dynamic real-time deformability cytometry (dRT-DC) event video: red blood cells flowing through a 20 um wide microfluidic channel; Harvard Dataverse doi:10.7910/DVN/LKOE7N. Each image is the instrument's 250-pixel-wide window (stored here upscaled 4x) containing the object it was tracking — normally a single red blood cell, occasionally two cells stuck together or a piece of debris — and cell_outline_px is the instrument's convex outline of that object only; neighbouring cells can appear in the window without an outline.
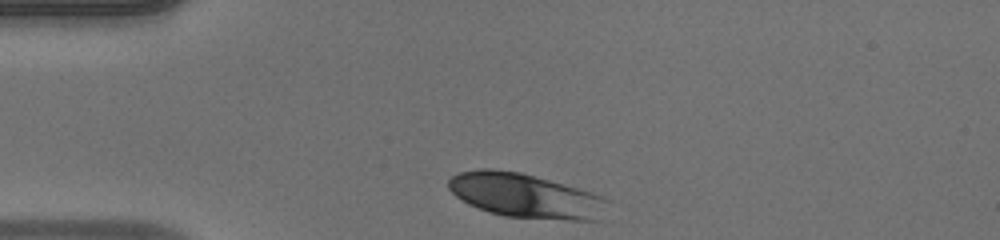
{"species": "human", "species_latin": "Homo sapiens", "temperature_condition": "warm", "stored_images_in_passage": 30, "camera_frame_rate_fps": 3000, "um_per_image_px": 0.085, "donor": {"sex": "male"}, "frame": {"image": 1, "passage_image": 1, "time_ms": 0.0, "image_size_px": [1000, 240], "cell_outline_px": [[612, 200], [600, 220], [572, 220], [504, 216], [488, 212], [468, 204], [456, 196], [448, 188], [448, 180], [452, 176], [460, 172], [480, 168], [492, 168], [520, 172], [592, 192], [604, 196]], "centroid_in_image_um": [44.7, 16.64], "position_along_channel_um": 40.3, "area_um2": 41.38}}
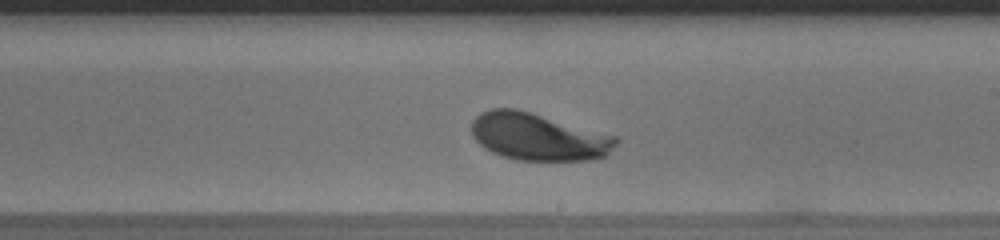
{"frame": {"image": 2, "passage_image": 18, "time_ms": 5.667, "image_size_px": [1000, 240], "cell_outline_px": [[620, 140], [608, 156], [588, 160], [516, 160], [492, 152], [484, 148], [472, 136], [472, 120], [480, 112], [488, 108], [516, 108], [620, 136]], "centroid_in_image_um": [45.8, 11.62], "position_along_channel_um": 243.2, "area_um2": 40.34}}
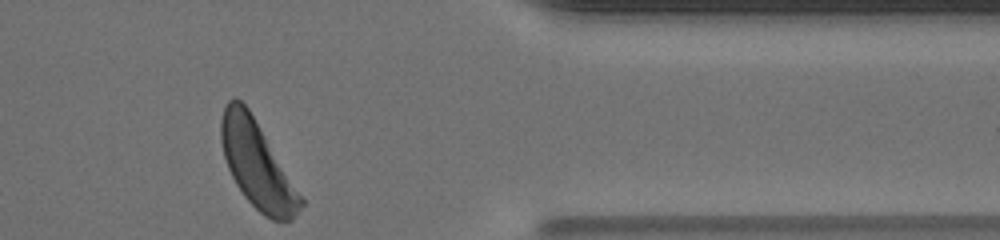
{"frame": {"image": 3, "passage_image": 30, "time_ms": 9.667, "image_size_px": [1000, 240], "cell_outline_px": [[304, 204], [292, 220], [272, 220], [264, 216], [244, 196], [236, 184], [228, 168], [224, 156], [220, 140], [220, 120], [224, 108], [228, 100], [232, 96], [236, 96], [248, 108], [304, 200]], "centroid_in_image_um": [21.82, 13.99], "position_along_channel_um": 389.6, "area_um2": 39.59}, "authors_computed_cell_mechanics": {"area_um2": 40.1421, "velocity_mm_per_s": 4.1215, "shape_relaxation_time_tau1_ms": 2.0468, "shape_relaxation_time_tau2_ms": null, "deformation_change_tau1": 0.1448, "deformation_change_tau2": null}}